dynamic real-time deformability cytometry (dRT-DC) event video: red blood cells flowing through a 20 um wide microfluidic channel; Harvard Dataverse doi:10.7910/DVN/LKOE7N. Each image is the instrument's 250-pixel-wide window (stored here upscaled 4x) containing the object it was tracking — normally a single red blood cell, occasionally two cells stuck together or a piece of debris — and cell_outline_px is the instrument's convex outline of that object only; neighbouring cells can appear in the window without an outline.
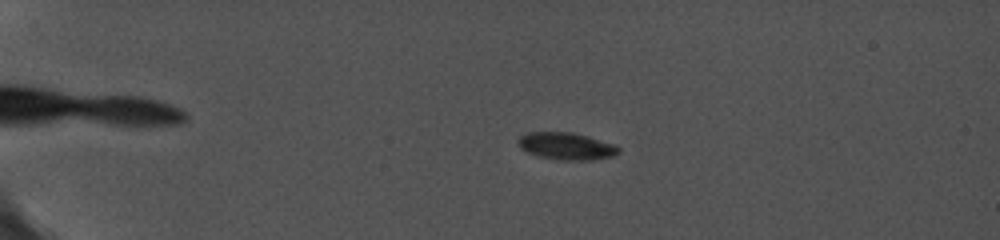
{"species": "common noctule bat (a hibernating species)", "species_latin": "Nyctalus noctula", "temperature_condition": "cold", "stored_images_in_passage": 39, "camera_frame_rate_fps": 5000, "um_per_image_px": 0.085, "animal": {"sex": "female", "body_mass_g": 19.0, "forearm_length_mm": 56.7}, "frame": {"image": 1, "passage_image": 9, "time_ms": 4.6, "image_size_px": [1000, 240], "cell_outline_px": [[620, 152], [612, 156], [592, 160], [560, 160], [540, 156], [528, 152], [520, 148], [520, 136], [528, 132], [568, 132], [584, 136], [612, 144], [620, 148]], "centroid_in_image_um": [48.14, 12.43], "position_along_channel_um": 36.9, "area_um2": 15.43}}
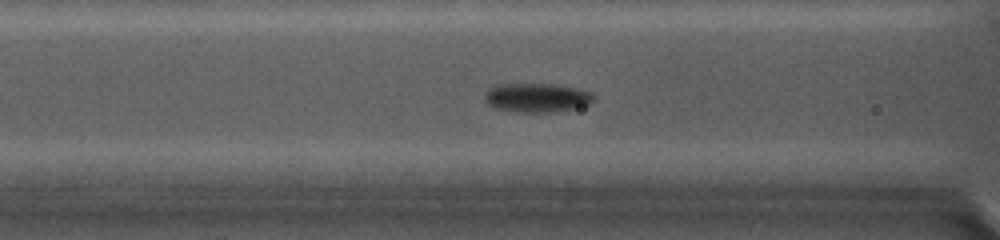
{"frame": {"image": 2, "passage_image": 20, "time_ms": 9.0, "image_size_px": [1000, 240], "cell_outline_px": [[592, 100], [588, 104], [556, 112], [516, 112], [492, 108], [488, 104], [484, 96], [492, 88], [500, 84], [552, 84], [576, 88], [592, 92]], "centroid_in_image_um": [45.61, 8.31], "position_along_channel_um": 121.0, "area_um2": 18.15}}
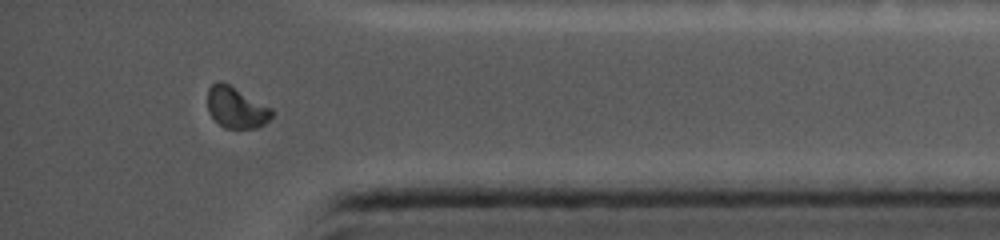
{"frame": {"image": 3, "passage_image": 37, "time_ms": 16.8, "image_size_px": [1000, 240], "cell_outline_px": [[276, 112], [264, 124], [256, 128], [224, 128], [208, 112], [208, 88], [216, 80], [220, 80], [228, 84], [272, 108]], "centroid_in_image_um": [20.08, 9.13], "position_along_channel_um": 415.1, "area_um2": 15.37}, "authors_computed_cell_mechanics": {"area_um2": 16.0684, "velocity_mm_per_s": 3.7839, "shape_relaxation_time_tau1_ms": 3.876, "shape_relaxation_time_tau2_ms": null, "deformation_change_tau1": 0.0998, "deformation_change_tau2": null}}